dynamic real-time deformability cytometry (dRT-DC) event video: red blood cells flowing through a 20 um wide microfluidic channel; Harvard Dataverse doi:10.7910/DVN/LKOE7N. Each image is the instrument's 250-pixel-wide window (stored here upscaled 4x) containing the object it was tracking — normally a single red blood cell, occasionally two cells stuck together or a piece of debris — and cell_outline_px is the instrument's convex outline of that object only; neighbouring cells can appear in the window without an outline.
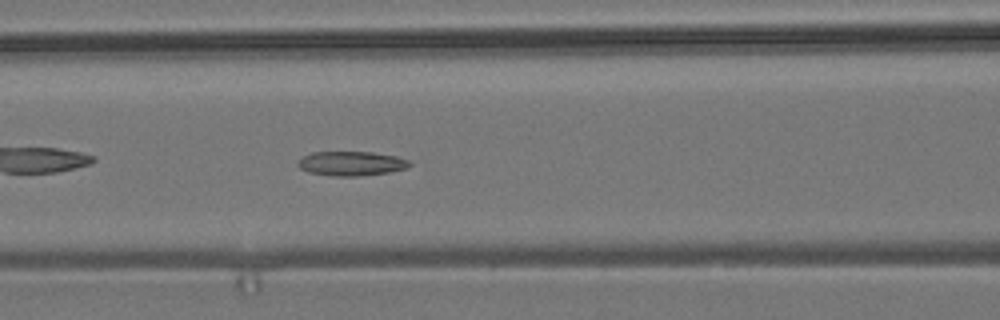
{"species": "common noctule bat (a hibernating species)", "species_latin": "Nyctalus noctula", "temperature_condition": "room temperature", "stored_images_in_passage": 41, "camera_frame_rate_fps": 3000, "um_per_image_px": 0.085, "animal": {"sex": "male", "body_mass_g": 19.2, "forearm_length_mm": 51.8}, "frame": {"image": 1, "passage_image": 9, "time_ms": 2.667, "image_size_px": [1000, 320], "cell_outline_px": [[412, 164], [408, 168], [388, 172], [356, 176], [332, 176], [308, 172], [300, 168], [296, 164], [304, 156], [312, 152], [372, 152], [396, 156], [408, 160]], "centroid_in_image_um": [29.86, 13.9], "position_along_channel_um": 136.7, "area_um2": 15.78}}
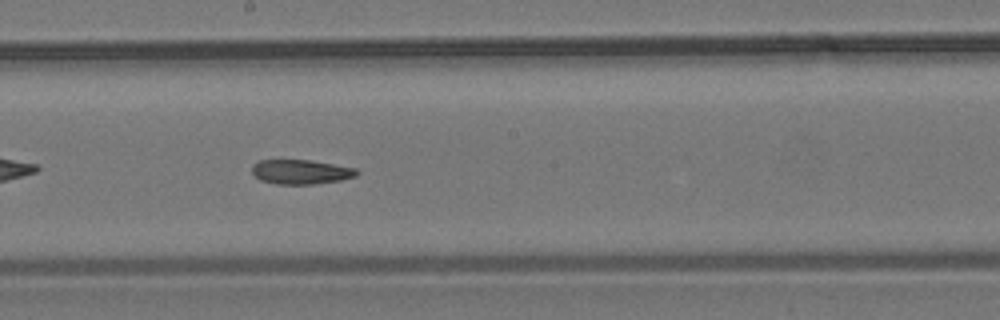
{"frame": {"image": 2, "passage_image": 16, "time_ms": 5.0, "image_size_px": [1000, 320], "cell_outline_px": [[360, 172], [356, 176], [340, 180], [312, 184], [276, 184], [260, 180], [252, 172], [252, 164], [260, 160], [308, 160], [356, 168]], "centroid_in_image_um": [25.56, 14.61], "position_along_channel_um": 222.6, "area_um2": 14.85}}
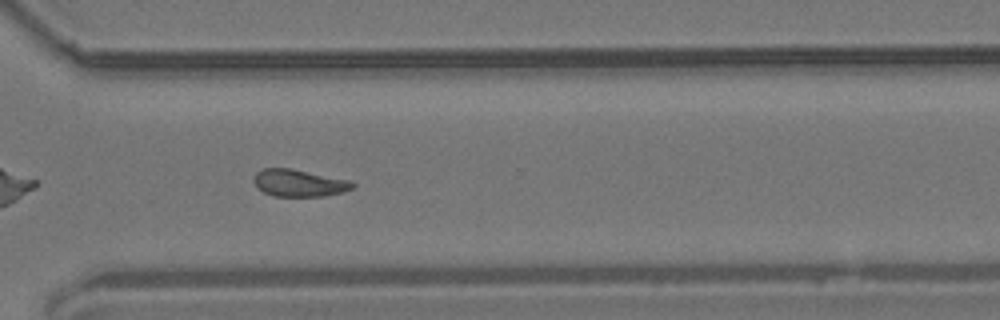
{"frame": {"image": 3, "passage_image": 26, "time_ms": 8.333, "image_size_px": [1000, 320], "cell_outline_px": [[356, 184], [352, 188], [344, 192], [324, 196], [272, 196], [264, 192], [252, 180], [256, 172], [260, 168], [292, 168], [352, 180]], "centroid_in_image_um": [25.45, 15.54], "position_along_channel_um": 345.2, "area_um2": 15.84}, "authors_computed_cell_mechanics": {"area_um2": 15.8372, "velocity_mm_per_s": 3.6859, "shape_relaxation_time_tau1_ms": null, "shape_relaxation_time_tau2_ms": 4.4372, "deformation_change_tau1": null, "deformation_change_tau2": 0.1085}}